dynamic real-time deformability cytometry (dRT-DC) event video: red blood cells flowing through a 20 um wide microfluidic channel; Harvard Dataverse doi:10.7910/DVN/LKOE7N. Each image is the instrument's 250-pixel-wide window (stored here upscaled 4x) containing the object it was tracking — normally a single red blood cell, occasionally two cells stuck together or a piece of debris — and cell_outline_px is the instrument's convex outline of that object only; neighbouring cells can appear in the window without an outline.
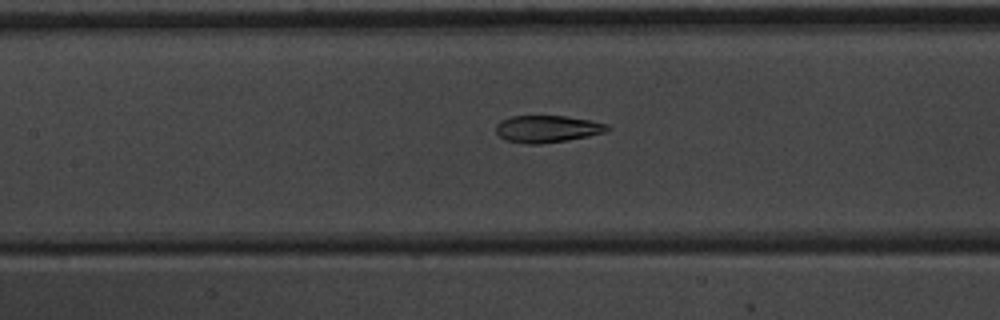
{"species": "common noctule bat (a hibernating species)", "species_latin": "Nyctalus noctula", "temperature_condition": "warm", "stored_images_in_passage": 54, "camera_frame_rate_fps": 3000, "um_per_image_px": 0.085, "animal": {"sex": "male", "body_mass_g": 20.1, "forearm_length_mm": 53.5}, "frame": {"image": 1, "passage_image": 26, "time_ms": 8.333, "image_size_px": [1000, 320], "cell_outline_px": [[608, 128], [604, 132], [588, 136], [540, 144], [528, 144], [504, 140], [496, 132], [496, 124], [500, 120], [512, 116], [564, 116], [588, 120], [608, 124]], "centroid_in_image_um": [46.45, 10.95], "position_along_channel_um": 160.9, "area_um2": 17.34}}
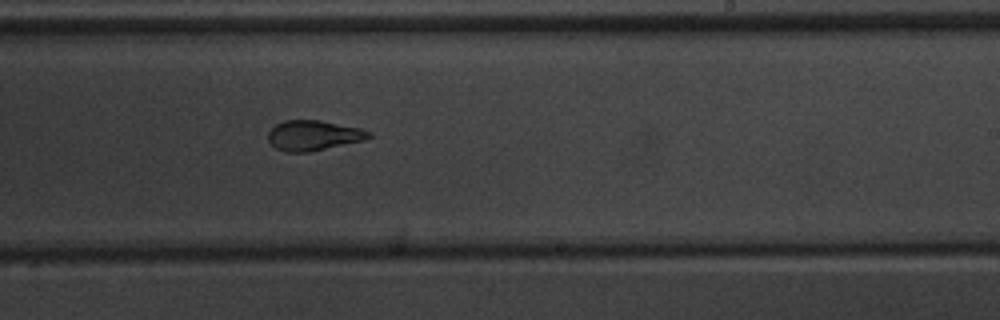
{"frame": {"image": 2, "passage_image": 34, "time_ms": 11.0, "image_size_px": [1000, 320], "cell_outline_px": [[372, 136], [364, 140], [308, 152], [284, 152], [276, 148], [268, 140], [268, 132], [276, 124], [284, 120], [320, 120], [360, 128], [372, 132]], "centroid_in_image_um": [26.64, 11.5], "position_along_channel_um": 262.4, "area_um2": 17.63}}
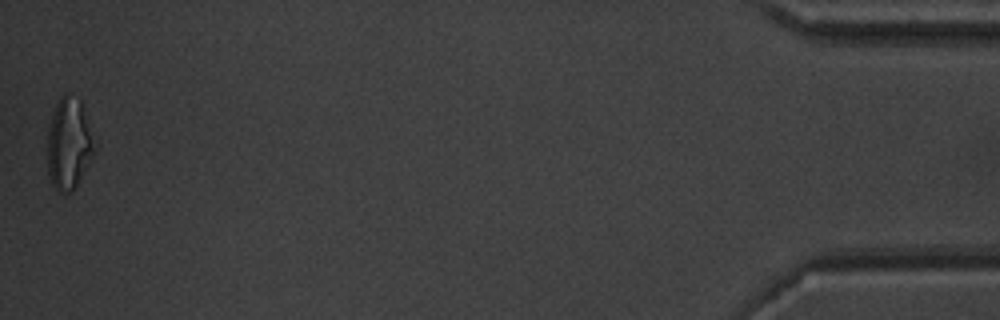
{"frame": {"image": 3, "passage_image": 54, "time_ms": 17.667, "image_size_px": [1000, 320], "cell_outline_px": [[96, 152], [72, 192], [60, 192], [52, 184], [48, 172], [48, 128], [56, 104], [60, 96], [64, 92], [80, 100]], "centroid_in_image_um": [5.84, 12.24], "position_along_channel_um": 429.4, "area_um2": 24.51}, "authors_computed_cell_mechanics": {"area_um2": 19.7098, "velocity_mm_per_s": 3.8189, "shape_relaxation_time_tau1_ms": 9.7173, "shape_relaxation_time_tau2_ms": 1.7302, "deformation_change_tau1": 0.2664, "deformation_change_tau2": 0.0792}}